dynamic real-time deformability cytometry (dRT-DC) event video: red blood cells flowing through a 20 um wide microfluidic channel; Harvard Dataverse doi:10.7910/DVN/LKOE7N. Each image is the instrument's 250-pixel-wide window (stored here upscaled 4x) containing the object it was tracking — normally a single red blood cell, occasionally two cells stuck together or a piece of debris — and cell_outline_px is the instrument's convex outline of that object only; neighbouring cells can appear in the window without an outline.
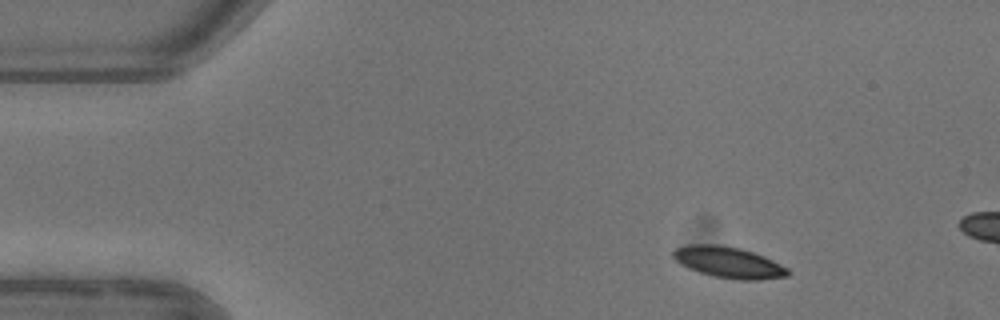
{"species": "common noctule bat (a hibernating species)", "species_latin": "Nyctalus noctula", "temperature_condition": "warm", "stored_images_in_passage": 3, "camera_frame_rate_fps": 3000, "um_per_image_px": 0.085, "animal": {"sex": "female"}, "frame": {"image": 1, "passage_image": 1, "time_ms": 0.0, "image_size_px": [1000, 320], "cell_outline_px": [[792, 272], [788, 276], [756, 280], [740, 280], [712, 276], [688, 268], [680, 264], [672, 256], [672, 252], [676, 248], [688, 244], [720, 244], [740, 248], [764, 256], [788, 268]], "centroid_in_image_um": [61.93, 22.29], "position_along_channel_um": 23.1, "area_um2": 20.92}}